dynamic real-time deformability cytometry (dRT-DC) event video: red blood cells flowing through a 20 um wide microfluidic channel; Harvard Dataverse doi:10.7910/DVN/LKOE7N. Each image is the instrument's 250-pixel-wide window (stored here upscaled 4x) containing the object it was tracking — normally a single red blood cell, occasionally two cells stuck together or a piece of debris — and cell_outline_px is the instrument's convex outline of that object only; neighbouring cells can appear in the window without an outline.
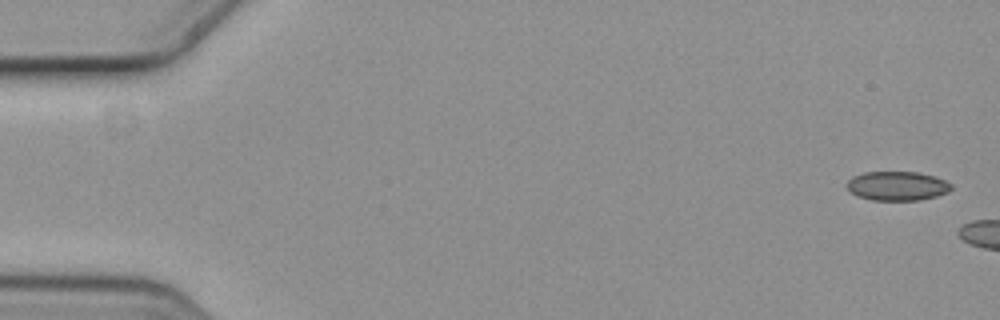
{"species": "common noctule bat (a hibernating species)", "species_latin": "Nyctalus noctula", "temperature_condition": "cold", "stored_images_in_passage": 3, "camera_frame_rate_fps": 3000, "um_per_image_px": 0.085, "animal": {"sex": "female", "body_mass_g": 19.3, "forearm_length_mm": 54.1}, "frame": {"image": 1, "passage_image": 1, "time_ms": 0.0, "image_size_px": [1000, 320], "cell_outline_px": [[952, 188], [948, 192], [936, 196], [920, 200], [872, 200], [860, 196], [852, 192], [844, 184], [852, 176], [864, 172], [920, 172], [936, 176], [952, 184]], "centroid_in_image_um": [76.28, 15.79], "position_along_channel_um": 8.7, "area_um2": 17.8}}